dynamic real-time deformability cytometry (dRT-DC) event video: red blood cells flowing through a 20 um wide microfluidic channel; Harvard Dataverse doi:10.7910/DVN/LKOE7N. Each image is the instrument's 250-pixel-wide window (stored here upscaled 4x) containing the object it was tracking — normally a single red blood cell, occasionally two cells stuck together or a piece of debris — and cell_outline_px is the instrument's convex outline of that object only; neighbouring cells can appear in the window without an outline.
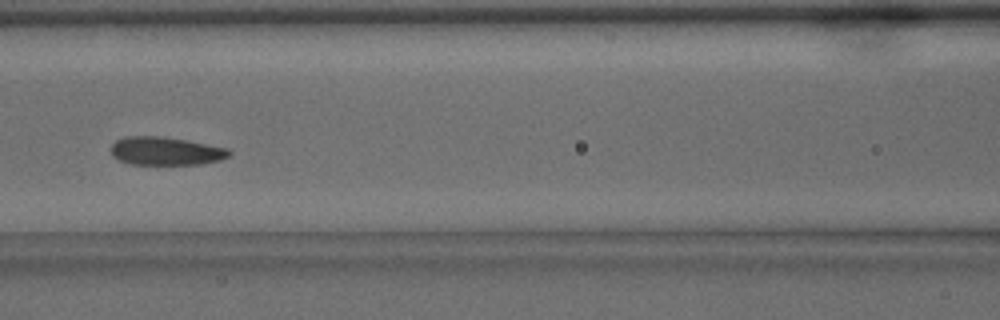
{"species": "common noctule bat (a hibernating species)", "species_latin": "Nyctalus noctula", "temperature_condition": "warm", "stored_images_in_passage": 25, "camera_frame_rate_fps": 3000, "um_per_image_px": 0.085, "animal": {"sex": "male", "body_mass_g": 15.6}, "frame": {"image": 1, "passage_image": 8, "time_ms": 2.333, "image_size_px": [1000, 320], "cell_outline_px": [[232, 152], [228, 156], [220, 160], [200, 164], [132, 164], [120, 160], [112, 156], [112, 144], [116, 140], [124, 136], [160, 136], [184, 140], [228, 148]], "centroid_in_image_um": [14.07, 12.83], "position_along_channel_um": 152.5, "area_um2": 19.25}, "authors_computed_cell_mechanics": {"area_um2": 20.1722, "velocity_mm_per_s": 4.1636, "shape_relaxation_time_tau1_ms": 2.1505, "shape_relaxation_time_tau2_ms": 1.3961, "deformation_change_tau1": 0.1156, "deformation_change_tau2": 0.0819}}